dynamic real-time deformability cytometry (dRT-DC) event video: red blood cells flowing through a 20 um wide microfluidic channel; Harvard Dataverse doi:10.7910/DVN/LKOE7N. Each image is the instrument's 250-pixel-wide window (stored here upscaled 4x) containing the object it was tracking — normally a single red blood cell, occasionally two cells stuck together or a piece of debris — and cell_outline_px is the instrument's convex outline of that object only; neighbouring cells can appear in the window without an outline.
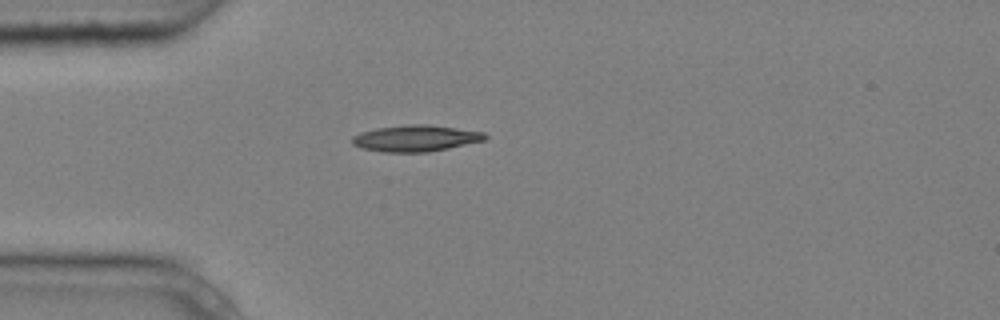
{"species": "common noctule bat (a hibernating species)", "species_latin": "Nyctalus noctula", "temperature_condition": "cold", "stored_images_in_passage": 1, "camera_frame_rate_fps": 3000, "um_per_image_px": 0.085, "animal": {"sex": "male", "body_mass_g": 20.4}, "frame": {"image": 1, "passage_image": 1, "time_ms": 0.0, "image_size_px": [1000, 320], "cell_outline_px": [[488, 136], [484, 140], [448, 148], [428, 152], [384, 152], [360, 148], [352, 144], [352, 136], [360, 132], [376, 128], [408, 124], [428, 124], [484, 132]], "centroid_in_image_um": [35.29, 11.75], "position_along_channel_um": 49.7, "area_um2": 20.4}}